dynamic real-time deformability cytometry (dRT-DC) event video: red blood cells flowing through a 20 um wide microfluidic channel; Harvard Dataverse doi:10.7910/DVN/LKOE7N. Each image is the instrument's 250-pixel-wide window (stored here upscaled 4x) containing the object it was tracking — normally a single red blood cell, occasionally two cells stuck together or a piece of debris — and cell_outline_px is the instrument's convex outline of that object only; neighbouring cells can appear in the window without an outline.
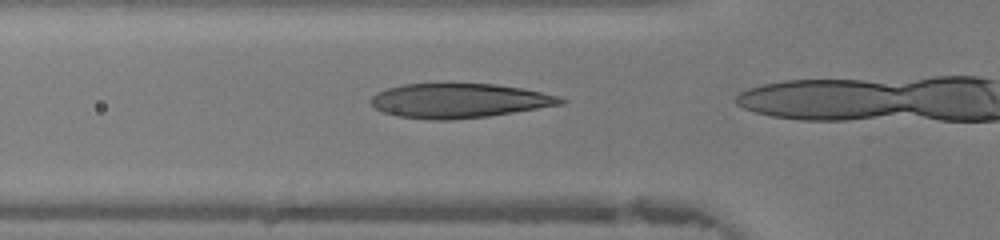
{"species": "human", "species_latin": "Homo sapiens", "temperature_condition": "warm", "stored_images_in_passage": 11, "camera_frame_rate_fps": 3000, "um_per_image_px": 0.085, "donor": {"sex": "female"}, "frame": {"image": 1, "passage_image": 10, "time_ms": 3.0, "image_size_px": [1000, 240], "cell_outline_px": [[568, 100], [564, 104], [488, 116], [448, 120], [432, 120], [400, 116], [384, 112], [376, 108], [372, 104], [372, 96], [376, 92], [388, 88], [404, 84], [496, 84], [524, 88], [560, 96]], "centroid_in_image_um": [39.08, 8.55], "position_along_channel_um": 86.7, "area_um2": 37.92}}